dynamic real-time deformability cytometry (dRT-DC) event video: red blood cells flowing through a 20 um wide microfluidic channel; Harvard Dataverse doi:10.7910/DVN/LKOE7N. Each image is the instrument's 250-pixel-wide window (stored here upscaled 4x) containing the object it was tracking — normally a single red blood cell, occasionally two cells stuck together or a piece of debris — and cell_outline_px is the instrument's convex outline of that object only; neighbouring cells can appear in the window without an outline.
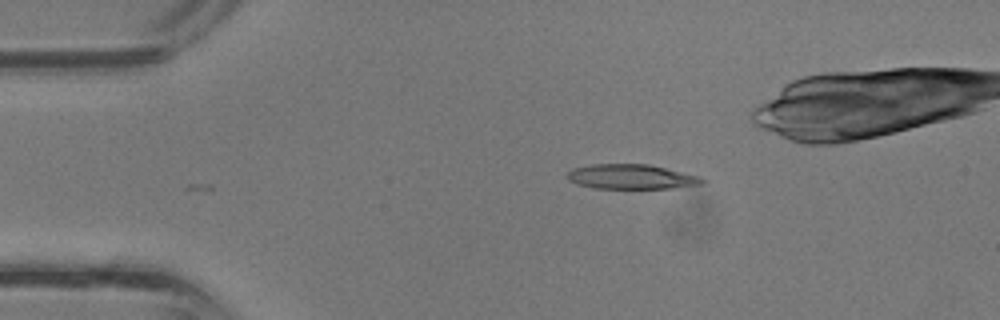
{"species": "common noctule bat (a hibernating species)", "species_latin": "Nyctalus noctula", "temperature_condition": "room temperature", "stored_images_in_passage": 25, "camera_frame_rate_fps": 3000, "um_per_image_px": 0.085, "animal": {"sex": "male", "body_mass_g": 13.3}, "frame": {"image": 1, "passage_image": 1, "time_ms": 0.0, "image_size_px": [1000, 320], "cell_outline_px": [[708, 180], [704, 184], [672, 188], [592, 188], [576, 184], [568, 180], [568, 172], [572, 168], [592, 164], [648, 164], [700, 176]], "centroid_in_image_um": [53.68, 15.02], "position_along_channel_um": 31.3, "area_um2": 19.54}}
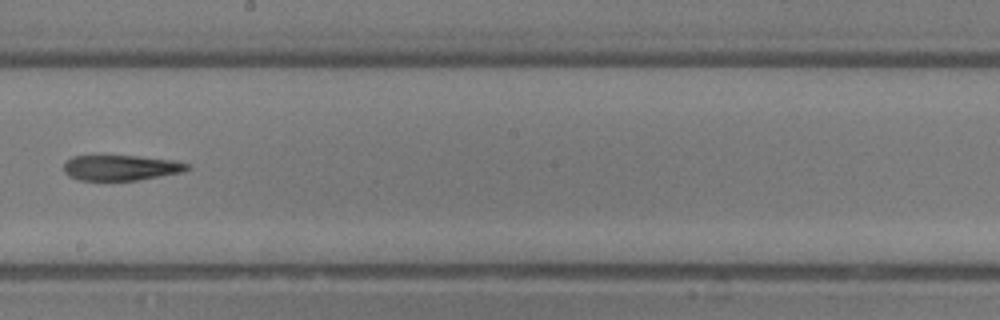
{"frame": {"image": 2, "passage_image": 15, "time_ms": 4.667, "image_size_px": [1000, 320], "cell_outline_px": [[192, 168], [184, 172], [136, 180], [80, 180], [68, 176], [64, 172], [64, 164], [72, 156], [140, 156], [172, 160], [188, 164]], "centroid_in_image_um": [10.29, 14.26], "position_along_channel_um": 237.9, "area_um2": 18.21}}
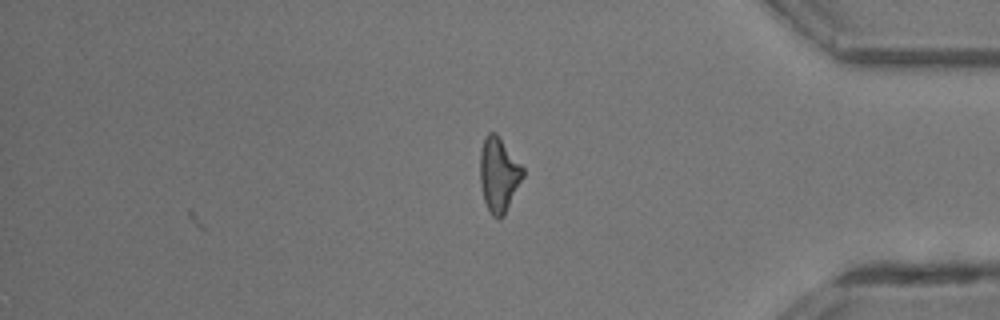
{"frame": {"image": 3, "passage_image": 25, "time_ms": 8.0, "image_size_px": [1000, 320], "cell_outline_px": [[524, 176], [504, 216], [500, 220], [496, 220], [492, 216], [484, 200], [480, 184], [480, 152], [484, 136], [488, 132], [496, 132], [524, 168]], "centroid_in_image_um": [42.39, 14.85], "position_along_channel_um": 392.8, "area_um2": 18.84}}